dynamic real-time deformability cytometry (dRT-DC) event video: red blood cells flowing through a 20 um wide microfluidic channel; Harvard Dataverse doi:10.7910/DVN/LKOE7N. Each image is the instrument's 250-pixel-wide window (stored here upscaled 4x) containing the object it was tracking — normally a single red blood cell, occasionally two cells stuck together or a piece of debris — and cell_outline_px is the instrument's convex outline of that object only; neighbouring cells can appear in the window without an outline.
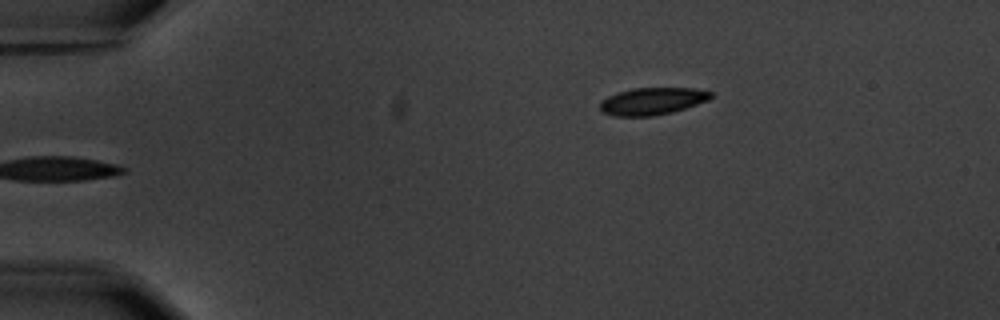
{"species": "common noctule bat (a hibernating species)", "species_latin": "Nyctalus noctula", "temperature_condition": "warm", "stored_images_in_passage": 5, "camera_frame_rate_fps": 3000, "um_per_image_px": 0.085, "animal": {"sex": "male", "body_mass_g": 20.1, "forearm_length_mm": 53.5}, "frame": {"image": 1, "passage_image": 5, "time_ms": 4.667, "image_size_px": [1000, 320], "cell_outline_px": [[712, 96], [708, 100], [672, 112], [652, 116], [612, 116], [604, 112], [600, 108], [600, 100], [608, 96], [632, 88], [692, 88], [712, 92]], "centroid_in_image_um": [55.42, 8.6], "position_along_channel_um": 29.6, "area_um2": 17.4}}